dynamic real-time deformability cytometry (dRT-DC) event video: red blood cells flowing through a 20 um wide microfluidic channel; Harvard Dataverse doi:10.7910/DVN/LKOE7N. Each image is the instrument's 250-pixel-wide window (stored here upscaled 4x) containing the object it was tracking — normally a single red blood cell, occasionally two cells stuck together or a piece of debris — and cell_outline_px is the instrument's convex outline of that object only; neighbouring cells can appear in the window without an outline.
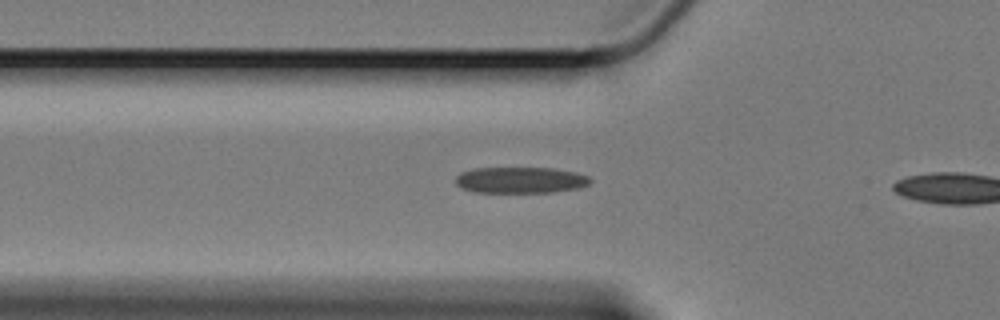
{"species": "Egyptian fruit bat (a non-hibernating species)", "species_latin": "Rousettus aegyptiacus", "temperature_condition": "cold", "stored_images_in_passage": 9, "camera_frame_rate_fps": 3000, "um_per_image_px": 0.085, "animal": {"sex": "female"}, "frame": {"image": 1, "passage_image": 8, "time_ms": 2.333, "image_size_px": [1000, 320], "cell_outline_px": [[592, 180], [588, 184], [576, 188], [552, 192], [476, 192], [464, 188], [456, 184], [456, 176], [460, 172], [472, 168], [552, 168], [576, 172], [588, 176]], "centroid_in_image_um": [44.22, 15.29], "position_along_channel_um": 81.6, "area_um2": 20.4}}